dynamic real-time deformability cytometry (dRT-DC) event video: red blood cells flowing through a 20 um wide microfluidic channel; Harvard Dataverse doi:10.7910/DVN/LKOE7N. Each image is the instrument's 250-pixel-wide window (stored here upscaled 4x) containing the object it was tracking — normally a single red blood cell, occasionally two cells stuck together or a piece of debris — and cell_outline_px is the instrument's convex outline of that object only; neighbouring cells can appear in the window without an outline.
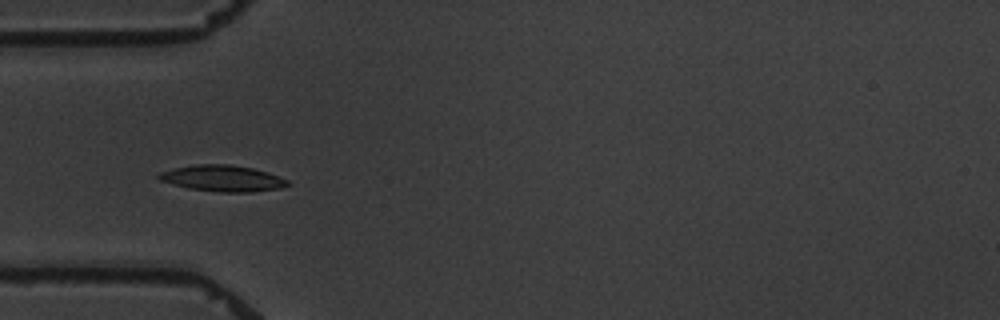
{"species": "common noctule bat (a hibernating species)", "species_latin": "Nyctalus noctula", "temperature_condition": "warm", "stored_images_in_passage": 8, "camera_frame_rate_fps": 3000, "um_per_image_px": 0.085, "animal": {"sex": "male", "body_mass_g": 19.5, "forearm_length_mm": 54.6}, "frame": {"image": 1, "passage_image": 5, "time_ms": 4.667, "image_size_px": [1000, 320], "cell_outline_px": [[292, 184], [280, 188], [252, 192], [220, 192], [188, 188], [172, 184], [160, 180], [156, 176], [160, 172], [172, 168], [196, 164], [228, 164], [252, 168], [268, 172], [288, 180]], "centroid_in_image_um": [18.92, 15.16], "position_along_channel_um": 66.1, "area_um2": 19.71}}
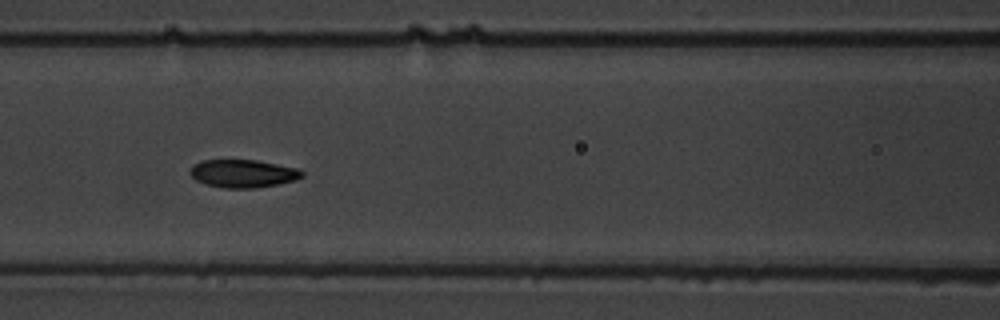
{"frame": {"image": 2, "passage_image": 7, "time_ms": 7.0, "image_size_px": [1000, 320], "cell_outline_px": [[304, 176], [296, 180], [280, 184], [252, 188], [224, 188], [204, 184], [196, 180], [188, 172], [192, 164], [200, 160], [256, 160], [300, 168], [304, 172]], "centroid_in_image_um": [20.66, 14.74], "position_along_channel_um": 145.9, "area_um2": 18.55}}
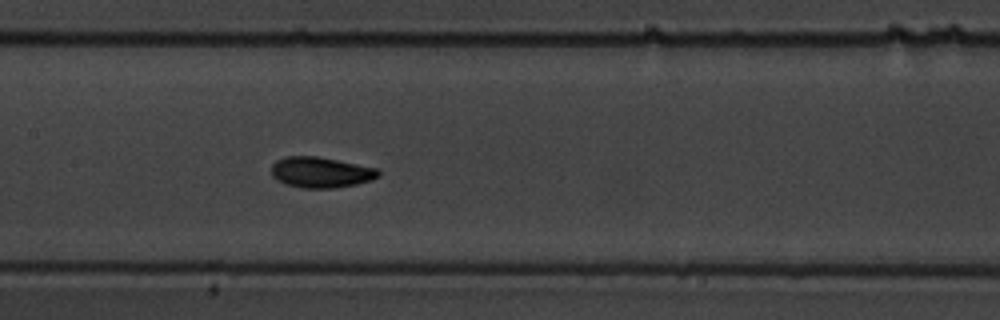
{"frame": {"image": 3, "passage_image": 8, "time_ms": 8.0, "image_size_px": [1000, 320], "cell_outline_px": [[380, 176], [372, 180], [356, 184], [332, 188], [300, 188], [284, 184], [276, 180], [272, 176], [272, 164], [276, 160], [288, 156], [316, 156], [376, 168], [380, 172]], "centroid_in_image_um": [27.24, 14.66], "position_along_channel_um": 180.2, "area_um2": 19.13}}